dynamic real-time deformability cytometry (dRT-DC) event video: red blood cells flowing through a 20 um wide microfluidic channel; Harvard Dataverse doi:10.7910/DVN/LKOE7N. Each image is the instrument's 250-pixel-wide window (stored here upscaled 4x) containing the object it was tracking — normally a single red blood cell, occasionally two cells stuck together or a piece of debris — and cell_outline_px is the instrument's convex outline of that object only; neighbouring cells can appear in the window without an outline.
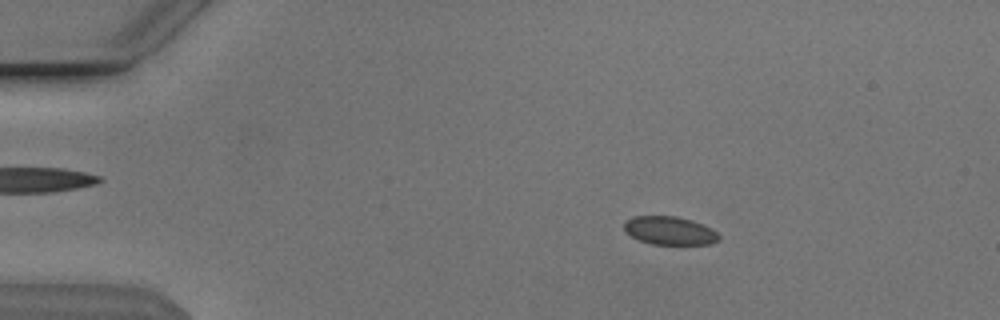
{"species": "Egyptian fruit bat (a non-hibernating species)", "species_latin": "Rousettus aegyptiacus", "temperature_condition": "cold", "stored_images_in_passage": 53, "camera_frame_rate_fps": 3000, "um_per_image_px": 0.085, "animal": {"sex": "male"}, "frame": {"image": 1, "passage_image": 9, "time_ms": 2.667, "image_size_px": [1000, 320], "cell_outline_px": [[720, 240], [712, 244], [652, 244], [640, 240], [632, 236], [624, 228], [624, 224], [628, 220], [636, 216], [676, 216], [692, 220], [712, 228], [720, 236]], "centroid_in_image_um": [56.98, 19.6], "position_along_channel_um": 28.0, "area_um2": 15.49}}
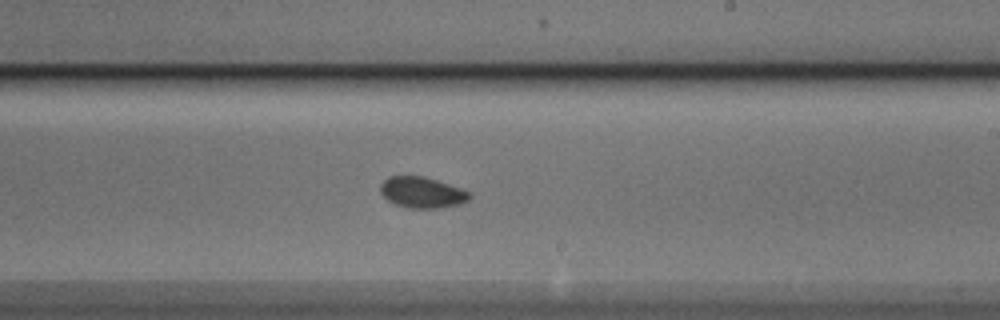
{"frame": {"image": 2, "passage_image": 32, "time_ms": 10.333, "image_size_px": [1000, 320], "cell_outline_px": [[472, 196], [468, 200], [460, 204], [436, 208], [408, 208], [396, 204], [388, 200], [380, 192], [380, 184], [388, 176], [424, 176], [472, 192]], "centroid_in_image_um": [35.88, 16.35], "position_along_channel_um": 253.1, "area_um2": 16.07}}
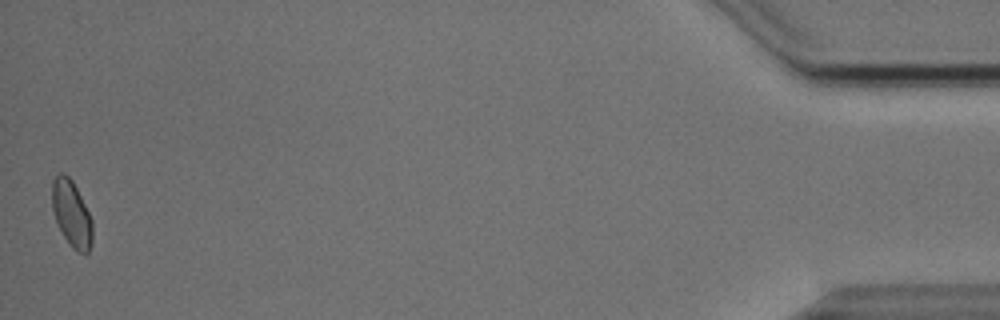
{"frame": {"image": 3, "passage_image": 53, "time_ms": 17.333, "image_size_px": [1000, 320], "cell_outline_px": [[92, 244], [88, 252], [76, 252], [68, 244], [56, 224], [52, 208], [52, 180], [60, 172], [64, 172], [72, 180], [92, 220]], "centroid_in_image_um": [6.06, 18.18], "position_along_channel_um": 429.1, "area_um2": 15.66}, "authors_computed_cell_mechanics": {"area_um2": 15.895, "velocity_mm_per_s": 3.8212, "shape_relaxation_time_tau1_ms": 1.3736, "shape_relaxation_time_tau2_ms": 2.5464, "deformation_change_tau1": 0.043, "deformation_change_tau2": 0.0286}}